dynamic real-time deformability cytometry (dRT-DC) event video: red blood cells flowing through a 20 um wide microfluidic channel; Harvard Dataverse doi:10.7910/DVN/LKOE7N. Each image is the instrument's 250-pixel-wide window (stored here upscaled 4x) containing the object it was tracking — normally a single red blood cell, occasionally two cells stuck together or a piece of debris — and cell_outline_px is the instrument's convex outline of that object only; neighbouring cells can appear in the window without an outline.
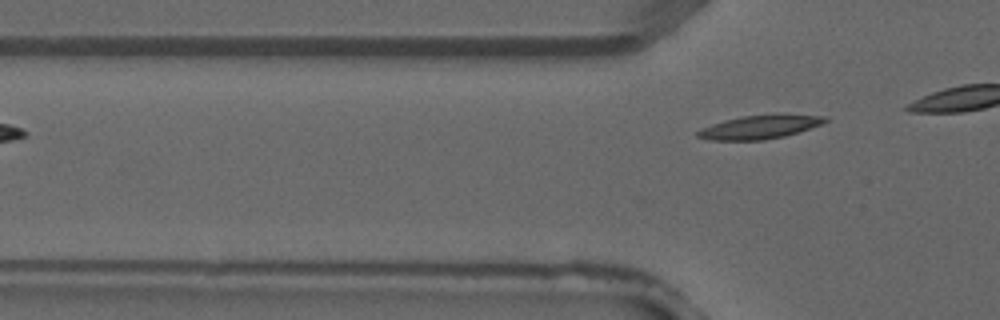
{"species": "common noctule bat (a hibernating species)", "species_latin": "Nyctalus noctula", "temperature_condition": "warm", "stored_images_in_passage": 4, "camera_frame_rate_fps": 3000, "um_per_image_px": 0.085, "animal": {"sex": "male", "forearm_length_mm": 52.5}, "frame": {"image": 1, "passage_image": 4, "time_ms": 1.0, "image_size_px": [1000, 320], "cell_outline_px": [[828, 120], [820, 124], [784, 136], [764, 140], [708, 140], [696, 136], [696, 132], [700, 128], [724, 120], [744, 116], [784, 112], [828, 116]], "centroid_in_image_um": [64.6, 10.76], "position_along_channel_um": 61.2, "area_um2": 17.92}}